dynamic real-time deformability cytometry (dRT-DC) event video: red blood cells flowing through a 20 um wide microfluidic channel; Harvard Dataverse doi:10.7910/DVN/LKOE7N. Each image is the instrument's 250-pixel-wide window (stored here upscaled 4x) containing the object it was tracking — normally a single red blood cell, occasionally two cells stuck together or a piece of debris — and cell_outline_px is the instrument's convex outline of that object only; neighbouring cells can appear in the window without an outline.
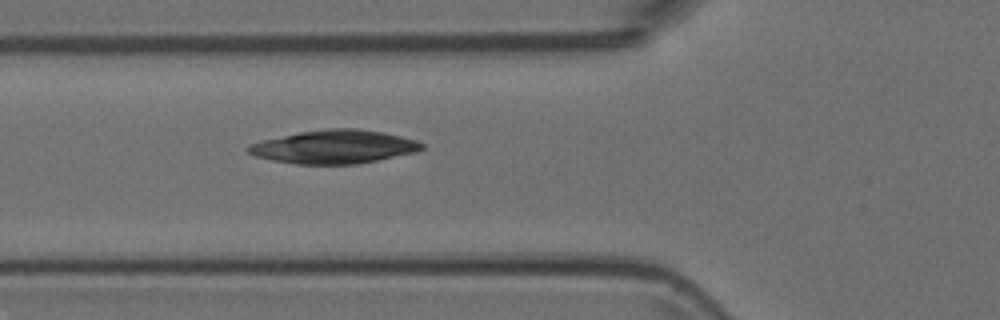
{"species": "Egyptian fruit bat (a non-hibernating species)", "species_latin": "Rousettus aegyptiacus", "temperature_condition": "room temperature", "stored_images_in_passage": 6, "camera_frame_rate_fps": 3000, "um_per_image_px": 0.085, "animal": {"sex": "female"}, "frame": {"image": 1, "passage_image": 6, "time_ms": 1.667, "image_size_px": [1000, 320], "cell_outline_px": [[424, 148], [416, 152], [356, 164], [296, 164], [272, 160], [256, 156], [248, 152], [248, 144], [264, 140], [300, 132], [328, 128], [356, 128], [384, 132], [416, 140], [424, 144]], "centroid_in_image_um": [28.43, 12.47], "position_along_channel_um": 97.4, "area_um2": 33.58}}